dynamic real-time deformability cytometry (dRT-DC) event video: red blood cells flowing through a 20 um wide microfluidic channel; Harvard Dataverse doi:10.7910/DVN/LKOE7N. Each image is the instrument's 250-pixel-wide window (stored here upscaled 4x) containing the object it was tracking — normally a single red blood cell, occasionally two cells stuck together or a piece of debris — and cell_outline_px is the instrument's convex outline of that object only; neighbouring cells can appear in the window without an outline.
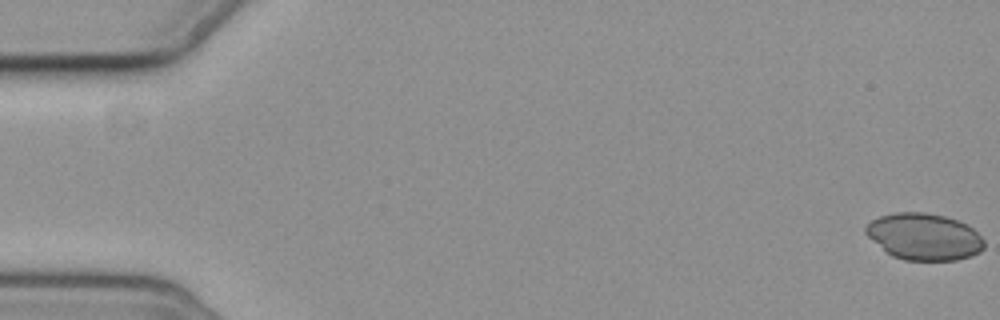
{"species": "common noctule bat (a hibernating species)", "species_latin": "Nyctalus noctula", "temperature_condition": "cold", "stored_images_in_passage": 7, "camera_frame_rate_fps": 3000, "um_per_image_px": 0.085, "animal": {"sex": "female", "body_mass_g": 19.3, "forearm_length_mm": 54.1}, "frame": {"image": 1, "passage_image": 1, "time_ms": 0.0, "image_size_px": [1000, 320], "cell_outline_px": [[984, 248], [980, 252], [972, 256], [956, 260], [904, 260], [892, 256], [868, 236], [864, 232], [864, 228], [872, 220], [880, 216], [896, 212], [924, 212], [944, 216], [968, 224], [984, 240]], "centroid_in_image_um": [78.56, 20.12], "position_along_channel_um": 6.4, "area_um2": 32.14}}